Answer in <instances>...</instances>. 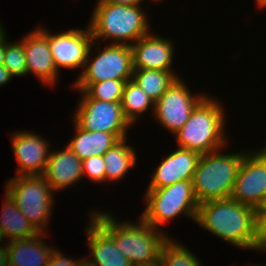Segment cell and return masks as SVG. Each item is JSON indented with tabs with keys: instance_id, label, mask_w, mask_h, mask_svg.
Returning a JSON list of instances; mask_svg holds the SVG:
<instances>
[{
	"instance_id": "ac0fdd59",
	"label": "cell",
	"mask_w": 266,
	"mask_h": 266,
	"mask_svg": "<svg viewBox=\"0 0 266 266\" xmlns=\"http://www.w3.org/2000/svg\"><path fill=\"white\" fill-rule=\"evenodd\" d=\"M89 220L85 232L91 258L85 259L94 266H132L114 239L92 217Z\"/></svg>"
},
{
	"instance_id": "7c38bea8",
	"label": "cell",
	"mask_w": 266,
	"mask_h": 266,
	"mask_svg": "<svg viewBox=\"0 0 266 266\" xmlns=\"http://www.w3.org/2000/svg\"><path fill=\"white\" fill-rule=\"evenodd\" d=\"M48 42L57 71L84 69L93 37L89 26L86 29L70 28L58 34L48 30Z\"/></svg>"
},
{
	"instance_id": "7402d4cb",
	"label": "cell",
	"mask_w": 266,
	"mask_h": 266,
	"mask_svg": "<svg viewBox=\"0 0 266 266\" xmlns=\"http://www.w3.org/2000/svg\"><path fill=\"white\" fill-rule=\"evenodd\" d=\"M127 138L116 142L104 155L105 182H118L128 171L136 166L135 148L127 144Z\"/></svg>"
},
{
	"instance_id": "d6a6232c",
	"label": "cell",
	"mask_w": 266,
	"mask_h": 266,
	"mask_svg": "<svg viewBox=\"0 0 266 266\" xmlns=\"http://www.w3.org/2000/svg\"><path fill=\"white\" fill-rule=\"evenodd\" d=\"M0 266H8L7 250L4 244L0 246Z\"/></svg>"
},
{
	"instance_id": "4dcf8cb0",
	"label": "cell",
	"mask_w": 266,
	"mask_h": 266,
	"mask_svg": "<svg viewBox=\"0 0 266 266\" xmlns=\"http://www.w3.org/2000/svg\"><path fill=\"white\" fill-rule=\"evenodd\" d=\"M12 79H13V77L9 74V72L5 68V66L0 65V86H4L5 84H7Z\"/></svg>"
},
{
	"instance_id": "8d00e7d4",
	"label": "cell",
	"mask_w": 266,
	"mask_h": 266,
	"mask_svg": "<svg viewBox=\"0 0 266 266\" xmlns=\"http://www.w3.org/2000/svg\"><path fill=\"white\" fill-rule=\"evenodd\" d=\"M5 28L3 27V25H1L0 23V41L3 39V37L7 34L6 30H4Z\"/></svg>"
},
{
	"instance_id": "52a82bcc",
	"label": "cell",
	"mask_w": 266,
	"mask_h": 266,
	"mask_svg": "<svg viewBox=\"0 0 266 266\" xmlns=\"http://www.w3.org/2000/svg\"><path fill=\"white\" fill-rule=\"evenodd\" d=\"M5 191L39 232H48L45 228L51 220L55 194L43 175L14 176L7 181Z\"/></svg>"
},
{
	"instance_id": "484cf974",
	"label": "cell",
	"mask_w": 266,
	"mask_h": 266,
	"mask_svg": "<svg viewBox=\"0 0 266 266\" xmlns=\"http://www.w3.org/2000/svg\"><path fill=\"white\" fill-rule=\"evenodd\" d=\"M160 266H202L196 255L186 245L168 238L161 249Z\"/></svg>"
},
{
	"instance_id": "44dd1931",
	"label": "cell",
	"mask_w": 266,
	"mask_h": 266,
	"mask_svg": "<svg viewBox=\"0 0 266 266\" xmlns=\"http://www.w3.org/2000/svg\"><path fill=\"white\" fill-rule=\"evenodd\" d=\"M3 202L0 218V234L3 241L28 239L40 233L20 212L15 201L6 191ZM4 238H7V240H4Z\"/></svg>"
},
{
	"instance_id": "8fae6325",
	"label": "cell",
	"mask_w": 266,
	"mask_h": 266,
	"mask_svg": "<svg viewBox=\"0 0 266 266\" xmlns=\"http://www.w3.org/2000/svg\"><path fill=\"white\" fill-rule=\"evenodd\" d=\"M244 156L230 198L255 209L266 205V145Z\"/></svg>"
},
{
	"instance_id": "f1b7e54d",
	"label": "cell",
	"mask_w": 266,
	"mask_h": 266,
	"mask_svg": "<svg viewBox=\"0 0 266 266\" xmlns=\"http://www.w3.org/2000/svg\"><path fill=\"white\" fill-rule=\"evenodd\" d=\"M252 250L266 251V205L256 209L255 235Z\"/></svg>"
},
{
	"instance_id": "4fadbf2b",
	"label": "cell",
	"mask_w": 266,
	"mask_h": 266,
	"mask_svg": "<svg viewBox=\"0 0 266 266\" xmlns=\"http://www.w3.org/2000/svg\"><path fill=\"white\" fill-rule=\"evenodd\" d=\"M26 54V76L34 74L45 86L53 88L59 73L54 63L49 42L48 29L34 28L23 37Z\"/></svg>"
},
{
	"instance_id": "9c48e42d",
	"label": "cell",
	"mask_w": 266,
	"mask_h": 266,
	"mask_svg": "<svg viewBox=\"0 0 266 266\" xmlns=\"http://www.w3.org/2000/svg\"><path fill=\"white\" fill-rule=\"evenodd\" d=\"M79 104L73 113V121L82 129L113 133L119 140L128 137L132 127L125 119L121 102H106L90 99L83 91H79Z\"/></svg>"
},
{
	"instance_id": "6da1fadb",
	"label": "cell",
	"mask_w": 266,
	"mask_h": 266,
	"mask_svg": "<svg viewBox=\"0 0 266 266\" xmlns=\"http://www.w3.org/2000/svg\"><path fill=\"white\" fill-rule=\"evenodd\" d=\"M90 217L114 239L132 266L159 263L162 246L170 237L166 230L154 228L141 218L139 222H119L112 213L98 209L92 210Z\"/></svg>"
},
{
	"instance_id": "2e32d148",
	"label": "cell",
	"mask_w": 266,
	"mask_h": 266,
	"mask_svg": "<svg viewBox=\"0 0 266 266\" xmlns=\"http://www.w3.org/2000/svg\"><path fill=\"white\" fill-rule=\"evenodd\" d=\"M200 156L197 152L177 147L157 166L147 189H158L182 180H192Z\"/></svg>"
},
{
	"instance_id": "603a6c76",
	"label": "cell",
	"mask_w": 266,
	"mask_h": 266,
	"mask_svg": "<svg viewBox=\"0 0 266 266\" xmlns=\"http://www.w3.org/2000/svg\"><path fill=\"white\" fill-rule=\"evenodd\" d=\"M179 77L175 71L133 69L132 80L155 103Z\"/></svg>"
},
{
	"instance_id": "ba28073f",
	"label": "cell",
	"mask_w": 266,
	"mask_h": 266,
	"mask_svg": "<svg viewBox=\"0 0 266 266\" xmlns=\"http://www.w3.org/2000/svg\"><path fill=\"white\" fill-rule=\"evenodd\" d=\"M95 43V41L92 42L84 69L75 82L131 80L133 75L131 46L126 44H106L102 48L99 44L96 46ZM95 48H97L98 54L93 57L92 50Z\"/></svg>"
},
{
	"instance_id": "277c9868",
	"label": "cell",
	"mask_w": 266,
	"mask_h": 266,
	"mask_svg": "<svg viewBox=\"0 0 266 266\" xmlns=\"http://www.w3.org/2000/svg\"><path fill=\"white\" fill-rule=\"evenodd\" d=\"M220 100L207 95L193 110L188 121L174 135L177 147L200 155L225 148V111Z\"/></svg>"
},
{
	"instance_id": "3957f363",
	"label": "cell",
	"mask_w": 266,
	"mask_h": 266,
	"mask_svg": "<svg viewBox=\"0 0 266 266\" xmlns=\"http://www.w3.org/2000/svg\"><path fill=\"white\" fill-rule=\"evenodd\" d=\"M148 14L142 5H125L97 0L90 23L93 41L132 45L151 33Z\"/></svg>"
},
{
	"instance_id": "7a4b0ae2",
	"label": "cell",
	"mask_w": 266,
	"mask_h": 266,
	"mask_svg": "<svg viewBox=\"0 0 266 266\" xmlns=\"http://www.w3.org/2000/svg\"><path fill=\"white\" fill-rule=\"evenodd\" d=\"M256 209L232 198L199 204L195 223L239 249L252 250Z\"/></svg>"
},
{
	"instance_id": "8992f818",
	"label": "cell",
	"mask_w": 266,
	"mask_h": 266,
	"mask_svg": "<svg viewBox=\"0 0 266 266\" xmlns=\"http://www.w3.org/2000/svg\"><path fill=\"white\" fill-rule=\"evenodd\" d=\"M146 207L140 218L154 228L162 230L164 224L184 215L196 221L199 203L196 200L192 180H182L158 189H146Z\"/></svg>"
},
{
	"instance_id": "f35d334b",
	"label": "cell",
	"mask_w": 266,
	"mask_h": 266,
	"mask_svg": "<svg viewBox=\"0 0 266 266\" xmlns=\"http://www.w3.org/2000/svg\"><path fill=\"white\" fill-rule=\"evenodd\" d=\"M1 242L3 243V238H2V236L0 234V244H1ZM0 246H2V245H0Z\"/></svg>"
},
{
	"instance_id": "4316f807",
	"label": "cell",
	"mask_w": 266,
	"mask_h": 266,
	"mask_svg": "<svg viewBox=\"0 0 266 266\" xmlns=\"http://www.w3.org/2000/svg\"><path fill=\"white\" fill-rule=\"evenodd\" d=\"M4 36V62L3 65L9 74L15 77L26 75V54L23 45V38L18 41L9 42Z\"/></svg>"
},
{
	"instance_id": "836d02e7",
	"label": "cell",
	"mask_w": 266,
	"mask_h": 266,
	"mask_svg": "<svg viewBox=\"0 0 266 266\" xmlns=\"http://www.w3.org/2000/svg\"><path fill=\"white\" fill-rule=\"evenodd\" d=\"M4 62V37L0 41V65H3Z\"/></svg>"
},
{
	"instance_id": "e0dca14e",
	"label": "cell",
	"mask_w": 266,
	"mask_h": 266,
	"mask_svg": "<svg viewBox=\"0 0 266 266\" xmlns=\"http://www.w3.org/2000/svg\"><path fill=\"white\" fill-rule=\"evenodd\" d=\"M42 175L55 193L67 190V187L83 180L82 161L65 145L63 150L50 151Z\"/></svg>"
},
{
	"instance_id": "cb8c5ba5",
	"label": "cell",
	"mask_w": 266,
	"mask_h": 266,
	"mask_svg": "<svg viewBox=\"0 0 266 266\" xmlns=\"http://www.w3.org/2000/svg\"><path fill=\"white\" fill-rule=\"evenodd\" d=\"M122 111L125 119L136 125L140 115L151 108V116L154 113V101L147 96L134 80H128L125 84L121 100Z\"/></svg>"
},
{
	"instance_id": "f546056e",
	"label": "cell",
	"mask_w": 266,
	"mask_h": 266,
	"mask_svg": "<svg viewBox=\"0 0 266 266\" xmlns=\"http://www.w3.org/2000/svg\"><path fill=\"white\" fill-rule=\"evenodd\" d=\"M81 260V258L77 260H74L71 257L66 258L60 250L55 249L54 247L53 253L47 266H77Z\"/></svg>"
},
{
	"instance_id": "9a60e30c",
	"label": "cell",
	"mask_w": 266,
	"mask_h": 266,
	"mask_svg": "<svg viewBox=\"0 0 266 266\" xmlns=\"http://www.w3.org/2000/svg\"><path fill=\"white\" fill-rule=\"evenodd\" d=\"M150 33L131 45L133 69L176 71L172 68L174 43Z\"/></svg>"
},
{
	"instance_id": "83f0119b",
	"label": "cell",
	"mask_w": 266,
	"mask_h": 266,
	"mask_svg": "<svg viewBox=\"0 0 266 266\" xmlns=\"http://www.w3.org/2000/svg\"><path fill=\"white\" fill-rule=\"evenodd\" d=\"M83 179L87 178L94 183H105V162L103 156H92L82 161Z\"/></svg>"
},
{
	"instance_id": "ffe728a7",
	"label": "cell",
	"mask_w": 266,
	"mask_h": 266,
	"mask_svg": "<svg viewBox=\"0 0 266 266\" xmlns=\"http://www.w3.org/2000/svg\"><path fill=\"white\" fill-rule=\"evenodd\" d=\"M74 137L67 143L72 152L81 160L92 156H103L119 139L113 133L88 131L80 128L74 121Z\"/></svg>"
},
{
	"instance_id": "d6986e66",
	"label": "cell",
	"mask_w": 266,
	"mask_h": 266,
	"mask_svg": "<svg viewBox=\"0 0 266 266\" xmlns=\"http://www.w3.org/2000/svg\"><path fill=\"white\" fill-rule=\"evenodd\" d=\"M46 236L40 232L32 238L4 242L8 266H47L54 249L47 245Z\"/></svg>"
},
{
	"instance_id": "d590c367",
	"label": "cell",
	"mask_w": 266,
	"mask_h": 266,
	"mask_svg": "<svg viewBox=\"0 0 266 266\" xmlns=\"http://www.w3.org/2000/svg\"><path fill=\"white\" fill-rule=\"evenodd\" d=\"M77 266H94V265L89 263L85 258H82V260L79 262Z\"/></svg>"
},
{
	"instance_id": "5bb4252c",
	"label": "cell",
	"mask_w": 266,
	"mask_h": 266,
	"mask_svg": "<svg viewBox=\"0 0 266 266\" xmlns=\"http://www.w3.org/2000/svg\"><path fill=\"white\" fill-rule=\"evenodd\" d=\"M11 145L18 167L16 175H42L50 155V144L35 132L20 130L11 134Z\"/></svg>"
},
{
	"instance_id": "d4e9b609",
	"label": "cell",
	"mask_w": 266,
	"mask_h": 266,
	"mask_svg": "<svg viewBox=\"0 0 266 266\" xmlns=\"http://www.w3.org/2000/svg\"><path fill=\"white\" fill-rule=\"evenodd\" d=\"M127 81L104 80L100 82H74L72 88L83 91L90 99L121 102Z\"/></svg>"
},
{
	"instance_id": "5b68a950",
	"label": "cell",
	"mask_w": 266,
	"mask_h": 266,
	"mask_svg": "<svg viewBox=\"0 0 266 266\" xmlns=\"http://www.w3.org/2000/svg\"><path fill=\"white\" fill-rule=\"evenodd\" d=\"M223 149L200 156L192 178L194 195L199 204L230 198L239 167L248 152L230 154Z\"/></svg>"
},
{
	"instance_id": "74e56055",
	"label": "cell",
	"mask_w": 266,
	"mask_h": 266,
	"mask_svg": "<svg viewBox=\"0 0 266 266\" xmlns=\"http://www.w3.org/2000/svg\"><path fill=\"white\" fill-rule=\"evenodd\" d=\"M133 266H160L159 263H153L148 265H133Z\"/></svg>"
},
{
	"instance_id": "e575fe53",
	"label": "cell",
	"mask_w": 266,
	"mask_h": 266,
	"mask_svg": "<svg viewBox=\"0 0 266 266\" xmlns=\"http://www.w3.org/2000/svg\"><path fill=\"white\" fill-rule=\"evenodd\" d=\"M256 5L257 7L256 8H260V9H266V0H256Z\"/></svg>"
},
{
	"instance_id": "1f68e13d",
	"label": "cell",
	"mask_w": 266,
	"mask_h": 266,
	"mask_svg": "<svg viewBox=\"0 0 266 266\" xmlns=\"http://www.w3.org/2000/svg\"><path fill=\"white\" fill-rule=\"evenodd\" d=\"M105 1L117 4H125V5H143L142 3L144 0H105Z\"/></svg>"
},
{
	"instance_id": "30bf717a",
	"label": "cell",
	"mask_w": 266,
	"mask_h": 266,
	"mask_svg": "<svg viewBox=\"0 0 266 266\" xmlns=\"http://www.w3.org/2000/svg\"><path fill=\"white\" fill-rule=\"evenodd\" d=\"M206 93L195 95L188 85L177 78L163 95L154 103L153 118L170 134L180 130L190 118L195 107L207 96Z\"/></svg>"
}]
</instances>
